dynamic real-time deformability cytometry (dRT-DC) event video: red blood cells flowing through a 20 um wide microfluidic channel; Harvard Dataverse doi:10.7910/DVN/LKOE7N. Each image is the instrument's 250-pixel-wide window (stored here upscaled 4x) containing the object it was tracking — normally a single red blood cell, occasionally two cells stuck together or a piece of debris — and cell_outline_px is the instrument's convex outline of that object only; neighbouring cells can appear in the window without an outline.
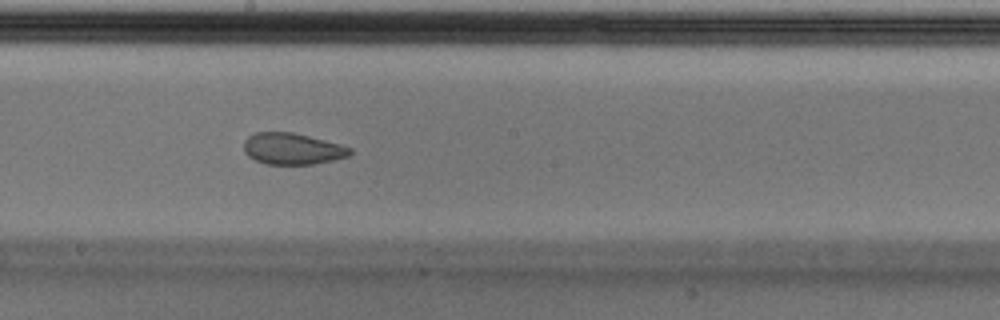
{"species": "Egyptian fruit bat (a non-hibernating species)", "species_latin": "Rousettus aegyptiacus", "temperature_condition": "cold", "stored_images_in_passage": 44, "camera_frame_rate_fps": 3000, "um_per_image_px": 0.085, "animal": {"sex": "male"}, "frame": {"image": 1, "passage_image": 19, "time_ms": 6.0, "image_size_px": [1000, 320], "cell_outline_px": [[352, 152], [348, 156], [332, 160], [312, 164], [264, 164], [248, 156], [244, 152], [244, 140], [248, 136], [256, 132], [292, 132], [340, 144], [352, 148]], "centroid_in_image_um": [24.82, 12.64], "position_along_channel_um": 223.4, "area_um2": 19.36}, "authors_computed_cell_mechanics": {"area_um2": 21.7906, "velocity_mm_per_s": 3.7246, "shape_relaxation_time_tau1_ms": null, "shape_relaxation_time_tau2_ms": 1.3108, "deformation_change_tau1": null, "deformation_change_tau2": 0.0625}}